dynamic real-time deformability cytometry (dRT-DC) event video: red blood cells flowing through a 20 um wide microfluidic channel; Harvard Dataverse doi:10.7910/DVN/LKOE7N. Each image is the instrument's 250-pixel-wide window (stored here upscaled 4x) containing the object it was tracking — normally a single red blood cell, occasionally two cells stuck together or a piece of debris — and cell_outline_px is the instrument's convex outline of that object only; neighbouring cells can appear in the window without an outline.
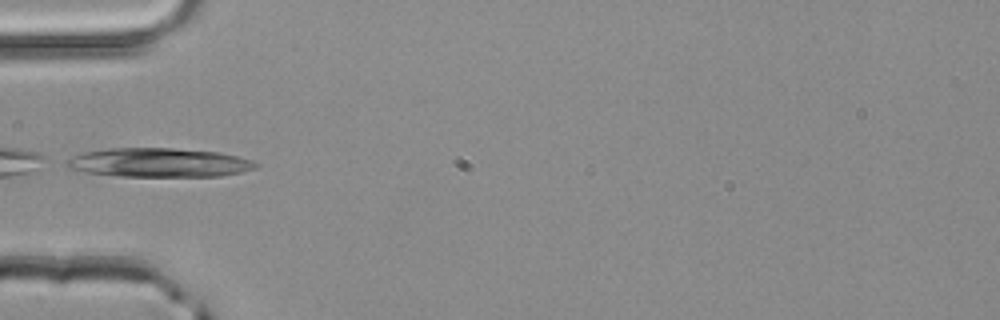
{"species": "common noctule bat (a hibernating species)", "species_latin": "Nyctalus noctula", "temperature_condition": "room temperature", "stored_images_in_passage": 4, "camera_frame_rate_fps": 3000, "um_per_image_px": 0.085, "animal": {"sex": "male", "body_mass_g": 20.4}, "frame": {"image": 1, "passage_image": 4, "time_ms": 1.0, "image_size_px": [1000, 320], "cell_outline_px": [[260, 164], [256, 168], [240, 172], [220, 176], [116, 176], [84, 172], [68, 168], [68, 160], [84, 152], [108, 148], [172, 148], [220, 152], [252, 160]], "centroid_in_image_um": [13.55, 13.82], "position_along_channel_um": 71.4, "area_um2": 31.79}}